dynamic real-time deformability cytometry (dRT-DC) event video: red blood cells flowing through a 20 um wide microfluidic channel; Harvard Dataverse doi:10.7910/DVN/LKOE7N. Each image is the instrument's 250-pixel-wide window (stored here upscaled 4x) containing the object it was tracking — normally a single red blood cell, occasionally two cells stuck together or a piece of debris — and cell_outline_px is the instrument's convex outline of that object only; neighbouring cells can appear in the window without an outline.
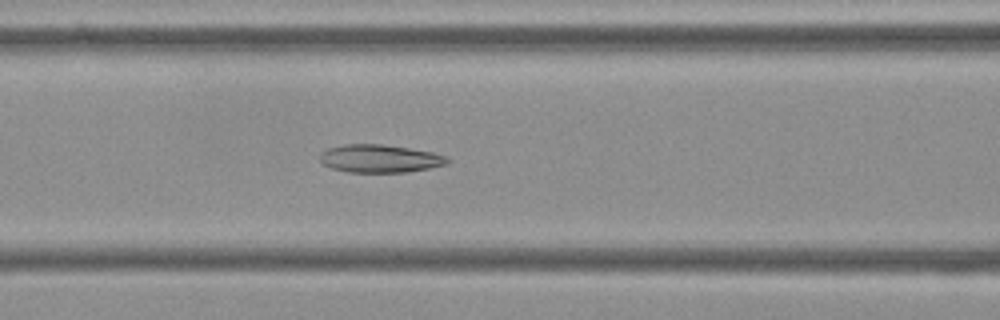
{"species": "Egyptian fruit bat (a non-hibernating species)", "species_latin": "Rousettus aegyptiacus", "temperature_condition": "cold", "stored_images_in_passage": 56, "camera_frame_rate_fps": 3000, "um_per_image_px": 0.085, "frame": {"image": 1, "passage_image": 23, "time_ms": 7.333, "image_size_px": [1000, 320], "cell_outline_px": [[452, 160], [444, 164], [428, 168], [408, 172], [348, 172], [332, 168], [324, 164], [320, 160], [320, 152], [328, 148], [344, 144], [380, 144], [408, 148], [432, 152], [444, 156]], "centroid_in_image_um": [32.25, 13.47], "position_along_channel_um": 134.3, "area_um2": 20.58}}
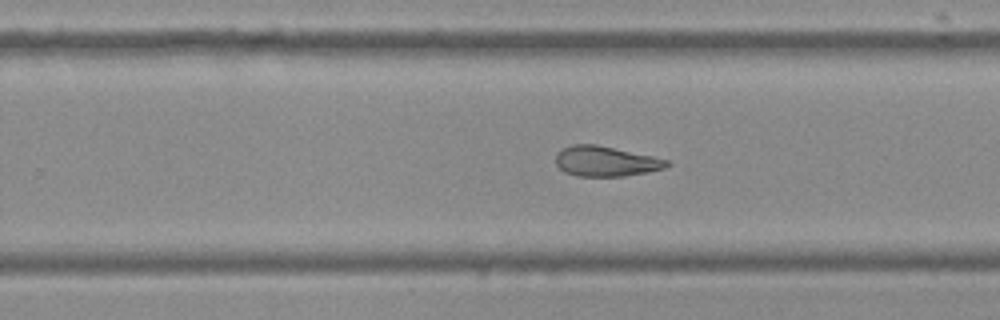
{"frame": {"image": 2, "passage_image": 35, "time_ms": 11.333, "image_size_px": [1000, 320], "cell_outline_px": [[672, 164], [664, 168], [648, 172], [624, 176], [576, 176], [564, 172], [556, 164], [556, 152], [572, 144], [596, 144], [652, 156], [668, 160]], "centroid_in_image_um": [51.48, 13.71], "position_along_channel_um": 278.3, "area_um2": 19.54}}
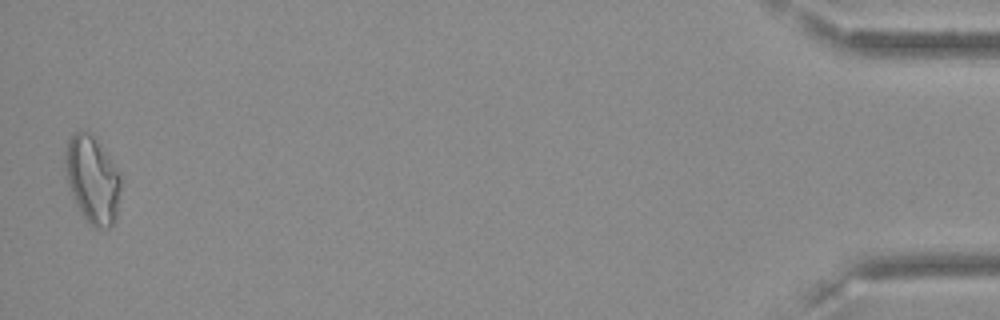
{"frame": {"image": 3, "passage_image": 55, "time_ms": 18.0, "image_size_px": [1000, 320], "cell_outline_px": [[120, 188], [116, 220], [108, 228], [92, 228], [84, 220], [72, 196], [68, 184], [64, 164], [64, 152], [68, 140], [76, 132], [88, 132], [92, 136], [108, 156], [116, 168], [120, 176]], "centroid_in_image_um": [7.83, 15.33], "position_along_channel_um": 427.4, "area_um2": 28.09}, "authors_computed_cell_mechanics": {"area_um2": 22.7732, "velocity_mm_per_s": 3.6042, "shape_relaxation_time_tau1_ms": null, "shape_relaxation_time_tau2_ms": 4.3207, "deformation_change_tau1": null, "deformation_change_tau2": 0.1192}}